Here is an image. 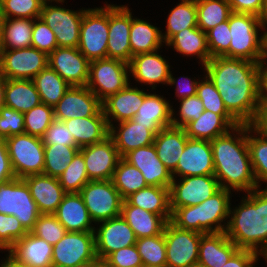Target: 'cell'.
I'll use <instances>...</instances> for the list:
<instances>
[{"mask_svg":"<svg viewBox=\"0 0 267 267\" xmlns=\"http://www.w3.org/2000/svg\"><path fill=\"white\" fill-rule=\"evenodd\" d=\"M42 0H2L0 5L1 13L5 19L29 18L38 19L41 15Z\"/></svg>","mask_w":267,"mask_h":267,"instance_id":"49","label":"cell"},{"mask_svg":"<svg viewBox=\"0 0 267 267\" xmlns=\"http://www.w3.org/2000/svg\"><path fill=\"white\" fill-rule=\"evenodd\" d=\"M265 54H266V58H267V47H265Z\"/></svg>","mask_w":267,"mask_h":267,"instance_id":"76","label":"cell"},{"mask_svg":"<svg viewBox=\"0 0 267 267\" xmlns=\"http://www.w3.org/2000/svg\"><path fill=\"white\" fill-rule=\"evenodd\" d=\"M166 34H162V39L166 43L174 34L197 26L196 0H182L170 11L167 19Z\"/></svg>","mask_w":267,"mask_h":267,"instance_id":"43","label":"cell"},{"mask_svg":"<svg viewBox=\"0 0 267 267\" xmlns=\"http://www.w3.org/2000/svg\"><path fill=\"white\" fill-rule=\"evenodd\" d=\"M126 200L133 206L162 216L167 222L171 219L169 188L146 186Z\"/></svg>","mask_w":267,"mask_h":267,"instance_id":"36","label":"cell"},{"mask_svg":"<svg viewBox=\"0 0 267 267\" xmlns=\"http://www.w3.org/2000/svg\"><path fill=\"white\" fill-rule=\"evenodd\" d=\"M232 131H236L238 137L228 132L210 141L214 176L221 188L250 192L258 186L248 150L247 124H240Z\"/></svg>","mask_w":267,"mask_h":267,"instance_id":"2","label":"cell"},{"mask_svg":"<svg viewBox=\"0 0 267 267\" xmlns=\"http://www.w3.org/2000/svg\"><path fill=\"white\" fill-rule=\"evenodd\" d=\"M143 266H166V243L164 232L153 237H142L136 241Z\"/></svg>","mask_w":267,"mask_h":267,"instance_id":"46","label":"cell"},{"mask_svg":"<svg viewBox=\"0 0 267 267\" xmlns=\"http://www.w3.org/2000/svg\"><path fill=\"white\" fill-rule=\"evenodd\" d=\"M129 64L111 58L90 62L86 86L101 100L124 89L128 82Z\"/></svg>","mask_w":267,"mask_h":267,"instance_id":"10","label":"cell"},{"mask_svg":"<svg viewBox=\"0 0 267 267\" xmlns=\"http://www.w3.org/2000/svg\"><path fill=\"white\" fill-rule=\"evenodd\" d=\"M256 132L258 137L249 133ZM247 143L253 173L259 186L260 181H267V137L259 132L253 125L247 124ZM267 183V182H266ZM267 189V187H266Z\"/></svg>","mask_w":267,"mask_h":267,"instance_id":"45","label":"cell"},{"mask_svg":"<svg viewBox=\"0 0 267 267\" xmlns=\"http://www.w3.org/2000/svg\"><path fill=\"white\" fill-rule=\"evenodd\" d=\"M204 67L227 111L240 124L253 125L260 109V63L245 59L214 57Z\"/></svg>","mask_w":267,"mask_h":267,"instance_id":"1","label":"cell"},{"mask_svg":"<svg viewBox=\"0 0 267 267\" xmlns=\"http://www.w3.org/2000/svg\"><path fill=\"white\" fill-rule=\"evenodd\" d=\"M23 180L29 187L41 214H54L66 192L58 178L45 174L30 175Z\"/></svg>","mask_w":267,"mask_h":267,"instance_id":"23","label":"cell"},{"mask_svg":"<svg viewBox=\"0 0 267 267\" xmlns=\"http://www.w3.org/2000/svg\"><path fill=\"white\" fill-rule=\"evenodd\" d=\"M253 126L267 137V106H260L258 116Z\"/></svg>","mask_w":267,"mask_h":267,"instance_id":"64","label":"cell"},{"mask_svg":"<svg viewBox=\"0 0 267 267\" xmlns=\"http://www.w3.org/2000/svg\"><path fill=\"white\" fill-rule=\"evenodd\" d=\"M42 1H43V2H47V1H51V2H52V1H55V2H57V3H58V2H59V3H60V2H61V3L64 2V0H42Z\"/></svg>","mask_w":267,"mask_h":267,"instance_id":"71","label":"cell"},{"mask_svg":"<svg viewBox=\"0 0 267 267\" xmlns=\"http://www.w3.org/2000/svg\"><path fill=\"white\" fill-rule=\"evenodd\" d=\"M183 78V77H182ZM186 81L188 80L187 83L184 84V86L180 85L178 81H176V79L173 77V75L170 73V76H169V82L168 84L170 85H177L176 87V94H177V97L181 99H184V98H187V97H190V96H193V95H196V91H197V85H198V82L199 81H189L191 79H187V77L185 78Z\"/></svg>","mask_w":267,"mask_h":267,"instance_id":"62","label":"cell"},{"mask_svg":"<svg viewBox=\"0 0 267 267\" xmlns=\"http://www.w3.org/2000/svg\"><path fill=\"white\" fill-rule=\"evenodd\" d=\"M5 141L16 178L43 174L45 157L42 138L22 133Z\"/></svg>","mask_w":267,"mask_h":267,"instance_id":"7","label":"cell"},{"mask_svg":"<svg viewBox=\"0 0 267 267\" xmlns=\"http://www.w3.org/2000/svg\"><path fill=\"white\" fill-rule=\"evenodd\" d=\"M122 158L141 171L148 186L170 187L172 174L158 158L154 144L131 150Z\"/></svg>","mask_w":267,"mask_h":267,"instance_id":"22","label":"cell"},{"mask_svg":"<svg viewBox=\"0 0 267 267\" xmlns=\"http://www.w3.org/2000/svg\"><path fill=\"white\" fill-rule=\"evenodd\" d=\"M75 267H103V260H101L98 256L91 261L79 264Z\"/></svg>","mask_w":267,"mask_h":267,"instance_id":"67","label":"cell"},{"mask_svg":"<svg viewBox=\"0 0 267 267\" xmlns=\"http://www.w3.org/2000/svg\"><path fill=\"white\" fill-rule=\"evenodd\" d=\"M197 26L207 32L221 22L227 21L232 13L226 0H196Z\"/></svg>","mask_w":267,"mask_h":267,"instance_id":"41","label":"cell"},{"mask_svg":"<svg viewBox=\"0 0 267 267\" xmlns=\"http://www.w3.org/2000/svg\"><path fill=\"white\" fill-rule=\"evenodd\" d=\"M267 62L264 60L260 63L259 69V105L267 106V66L264 64Z\"/></svg>","mask_w":267,"mask_h":267,"instance_id":"63","label":"cell"},{"mask_svg":"<svg viewBox=\"0 0 267 267\" xmlns=\"http://www.w3.org/2000/svg\"><path fill=\"white\" fill-rule=\"evenodd\" d=\"M143 91L137 87L131 88L128 84L124 89L102 101V111L109 127L113 125L110 116L118 122L133 118L145 98Z\"/></svg>","mask_w":267,"mask_h":267,"instance_id":"24","label":"cell"},{"mask_svg":"<svg viewBox=\"0 0 267 267\" xmlns=\"http://www.w3.org/2000/svg\"><path fill=\"white\" fill-rule=\"evenodd\" d=\"M115 129L114 125L109 127V136L121 157L131 150L154 143L155 134L148 126H142L132 119L119 122L118 131Z\"/></svg>","mask_w":267,"mask_h":267,"instance_id":"31","label":"cell"},{"mask_svg":"<svg viewBox=\"0 0 267 267\" xmlns=\"http://www.w3.org/2000/svg\"><path fill=\"white\" fill-rule=\"evenodd\" d=\"M84 10L73 11L44 2L40 18L55 33L58 47L78 48Z\"/></svg>","mask_w":267,"mask_h":267,"instance_id":"15","label":"cell"},{"mask_svg":"<svg viewBox=\"0 0 267 267\" xmlns=\"http://www.w3.org/2000/svg\"><path fill=\"white\" fill-rule=\"evenodd\" d=\"M94 230L96 255L104 260L109 254L131 245H135L137 238L133 229L124 218L119 215L106 221Z\"/></svg>","mask_w":267,"mask_h":267,"instance_id":"20","label":"cell"},{"mask_svg":"<svg viewBox=\"0 0 267 267\" xmlns=\"http://www.w3.org/2000/svg\"><path fill=\"white\" fill-rule=\"evenodd\" d=\"M232 12L251 14L260 17L264 10L265 0H226Z\"/></svg>","mask_w":267,"mask_h":267,"instance_id":"59","label":"cell"},{"mask_svg":"<svg viewBox=\"0 0 267 267\" xmlns=\"http://www.w3.org/2000/svg\"><path fill=\"white\" fill-rule=\"evenodd\" d=\"M230 193V190L221 188L198 205L176 208L171 213L170 222L180 229L201 234L225 232L227 224L221 222L230 217Z\"/></svg>","mask_w":267,"mask_h":267,"instance_id":"4","label":"cell"},{"mask_svg":"<svg viewBox=\"0 0 267 267\" xmlns=\"http://www.w3.org/2000/svg\"><path fill=\"white\" fill-rule=\"evenodd\" d=\"M180 179L177 184L173 178L169 187L171 213L176 208L198 205L221 189L214 175L185 176Z\"/></svg>","mask_w":267,"mask_h":267,"instance_id":"11","label":"cell"},{"mask_svg":"<svg viewBox=\"0 0 267 267\" xmlns=\"http://www.w3.org/2000/svg\"><path fill=\"white\" fill-rule=\"evenodd\" d=\"M238 125L240 123L231 114H216L204 110L197 120L189 122L183 129L189 138L211 141Z\"/></svg>","mask_w":267,"mask_h":267,"instance_id":"28","label":"cell"},{"mask_svg":"<svg viewBox=\"0 0 267 267\" xmlns=\"http://www.w3.org/2000/svg\"><path fill=\"white\" fill-rule=\"evenodd\" d=\"M205 77L204 81L198 82L196 91V95L202 101L204 109L216 114H230L213 82L207 75Z\"/></svg>","mask_w":267,"mask_h":267,"instance_id":"52","label":"cell"},{"mask_svg":"<svg viewBox=\"0 0 267 267\" xmlns=\"http://www.w3.org/2000/svg\"><path fill=\"white\" fill-rule=\"evenodd\" d=\"M41 103L40 95L32 80L6 79L5 106L25 113Z\"/></svg>","mask_w":267,"mask_h":267,"instance_id":"35","label":"cell"},{"mask_svg":"<svg viewBox=\"0 0 267 267\" xmlns=\"http://www.w3.org/2000/svg\"><path fill=\"white\" fill-rule=\"evenodd\" d=\"M103 267H116V266L108 265V264L103 260Z\"/></svg>","mask_w":267,"mask_h":267,"instance_id":"72","label":"cell"},{"mask_svg":"<svg viewBox=\"0 0 267 267\" xmlns=\"http://www.w3.org/2000/svg\"><path fill=\"white\" fill-rule=\"evenodd\" d=\"M48 65L70 86H86L90 61L78 48L56 47L48 55Z\"/></svg>","mask_w":267,"mask_h":267,"instance_id":"19","label":"cell"},{"mask_svg":"<svg viewBox=\"0 0 267 267\" xmlns=\"http://www.w3.org/2000/svg\"><path fill=\"white\" fill-rule=\"evenodd\" d=\"M165 44L173 46V48L184 55H196L205 66L211 59L208 50L206 33L200 28H186L174 34Z\"/></svg>","mask_w":267,"mask_h":267,"instance_id":"37","label":"cell"},{"mask_svg":"<svg viewBox=\"0 0 267 267\" xmlns=\"http://www.w3.org/2000/svg\"><path fill=\"white\" fill-rule=\"evenodd\" d=\"M163 232L167 267H188L198 262L199 244L203 234L180 229L170 221L167 222Z\"/></svg>","mask_w":267,"mask_h":267,"instance_id":"14","label":"cell"},{"mask_svg":"<svg viewBox=\"0 0 267 267\" xmlns=\"http://www.w3.org/2000/svg\"><path fill=\"white\" fill-rule=\"evenodd\" d=\"M109 5L84 10L78 50L91 62L107 58Z\"/></svg>","mask_w":267,"mask_h":267,"instance_id":"6","label":"cell"},{"mask_svg":"<svg viewBox=\"0 0 267 267\" xmlns=\"http://www.w3.org/2000/svg\"><path fill=\"white\" fill-rule=\"evenodd\" d=\"M80 194L93 222H102L121 215L123 198L112 180L89 181Z\"/></svg>","mask_w":267,"mask_h":267,"instance_id":"9","label":"cell"},{"mask_svg":"<svg viewBox=\"0 0 267 267\" xmlns=\"http://www.w3.org/2000/svg\"><path fill=\"white\" fill-rule=\"evenodd\" d=\"M63 122L78 148L101 142L109 136V126L104 115L72 118Z\"/></svg>","mask_w":267,"mask_h":267,"instance_id":"33","label":"cell"},{"mask_svg":"<svg viewBox=\"0 0 267 267\" xmlns=\"http://www.w3.org/2000/svg\"><path fill=\"white\" fill-rule=\"evenodd\" d=\"M188 138L185 130L176 126L163 128L155 135L153 144L157 156L171 173L176 169Z\"/></svg>","mask_w":267,"mask_h":267,"instance_id":"32","label":"cell"},{"mask_svg":"<svg viewBox=\"0 0 267 267\" xmlns=\"http://www.w3.org/2000/svg\"><path fill=\"white\" fill-rule=\"evenodd\" d=\"M67 232H94L95 227L80 193H66L54 213Z\"/></svg>","mask_w":267,"mask_h":267,"instance_id":"26","label":"cell"},{"mask_svg":"<svg viewBox=\"0 0 267 267\" xmlns=\"http://www.w3.org/2000/svg\"><path fill=\"white\" fill-rule=\"evenodd\" d=\"M53 246L31 232L17 240L7 251L20 263L30 267H53Z\"/></svg>","mask_w":267,"mask_h":267,"instance_id":"25","label":"cell"},{"mask_svg":"<svg viewBox=\"0 0 267 267\" xmlns=\"http://www.w3.org/2000/svg\"><path fill=\"white\" fill-rule=\"evenodd\" d=\"M44 144L77 146L74 138L63 121L54 120L42 137Z\"/></svg>","mask_w":267,"mask_h":267,"instance_id":"58","label":"cell"},{"mask_svg":"<svg viewBox=\"0 0 267 267\" xmlns=\"http://www.w3.org/2000/svg\"><path fill=\"white\" fill-rule=\"evenodd\" d=\"M0 267H30V266L20 263L9 254L8 258H6L5 262H2Z\"/></svg>","mask_w":267,"mask_h":267,"instance_id":"65","label":"cell"},{"mask_svg":"<svg viewBox=\"0 0 267 267\" xmlns=\"http://www.w3.org/2000/svg\"><path fill=\"white\" fill-rule=\"evenodd\" d=\"M94 232H66L53 246V267H75L96 258Z\"/></svg>","mask_w":267,"mask_h":267,"instance_id":"12","label":"cell"},{"mask_svg":"<svg viewBox=\"0 0 267 267\" xmlns=\"http://www.w3.org/2000/svg\"><path fill=\"white\" fill-rule=\"evenodd\" d=\"M24 114V133L42 138L55 120L54 107L41 103Z\"/></svg>","mask_w":267,"mask_h":267,"instance_id":"48","label":"cell"},{"mask_svg":"<svg viewBox=\"0 0 267 267\" xmlns=\"http://www.w3.org/2000/svg\"><path fill=\"white\" fill-rule=\"evenodd\" d=\"M208 50L211 58H229V46L231 41L229 21L221 22L206 32Z\"/></svg>","mask_w":267,"mask_h":267,"instance_id":"51","label":"cell"},{"mask_svg":"<svg viewBox=\"0 0 267 267\" xmlns=\"http://www.w3.org/2000/svg\"><path fill=\"white\" fill-rule=\"evenodd\" d=\"M228 21L231 36L229 58L245 59L256 63L267 60L265 34L258 36V28L263 29L260 17L232 12Z\"/></svg>","mask_w":267,"mask_h":267,"instance_id":"5","label":"cell"},{"mask_svg":"<svg viewBox=\"0 0 267 267\" xmlns=\"http://www.w3.org/2000/svg\"><path fill=\"white\" fill-rule=\"evenodd\" d=\"M260 22L264 30H266L267 26V0H265V6L264 10L262 12V15L260 16Z\"/></svg>","mask_w":267,"mask_h":267,"instance_id":"68","label":"cell"},{"mask_svg":"<svg viewBox=\"0 0 267 267\" xmlns=\"http://www.w3.org/2000/svg\"><path fill=\"white\" fill-rule=\"evenodd\" d=\"M142 267H167V266H142Z\"/></svg>","mask_w":267,"mask_h":267,"instance_id":"75","label":"cell"},{"mask_svg":"<svg viewBox=\"0 0 267 267\" xmlns=\"http://www.w3.org/2000/svg\"><path fill=\"white\" fill-rule=\"evenodd\" d=\"M112 181L124 200L132 193L148 186L141 171L123 158L119 160L114 170Z\"/></svg>","mask_w":267,"mask_h":267,"instance_id":"42","label":"cell"},{"mask_svg":"<svg viewBox=\"0 0 267 267\" xmlns=\"http://www.w3.org/2000/svg\"><path fill=\"white\" fill-rule=\"evenodd\" d=\"M104 261L116 267H142V259L136 245L121 248L109 254Z\"/></svg>","mask_w":267,"mask_h":267,"instance_id":"57","label":"cell"},{"mask_svg":"<svg viewBox=\"0 0 267 267\" xmlns=\"http://www.w3.org/2000/svg\"><path fill=\"white\" fill-rule=\"evenodd\" d=\"M90 181L112 180L114 170L122 158L110 136L103 141L79 148Z\"/></svg>","mask_w":267,"mask_h":267,"instance_id":"17","label":"cell"},{"mask_svg":"<svg viewBox=\"0 0 267 267\" xmlns=\"http://www.w3.org/2000/svg\"><path fill=\"white\" fill-rule=\"evenodd\" d=\"M104 115L102 101L87 86H70L54 106V118L65 121Z\"/></svg>","mask_w":267,"mask_h":267,"instance_id":"16","label":"cell"},{"mask_svg":"<svg viewBox=\"0 0 267 267\" xmlns=\"http://www.w3.org/2000/svg\"><path fill=\"white\" fill-rule=\"evenodd\" d=\"M24 131V114L3 106L0 110V139L22 134Z\"/></svg>","mask_w":267,"mask_h":267,"instance_id":"54","label":"cell"},{"mask_svg":"<svg viewBox=\"0 0 267 267\" xmlns=\"http://www.w3.org/2000/svg\"><path fill=\"white\" fill-rule=\"evenodd\" d=\"M121 216L133 229L137 239L162 234L167 224L162 216L133 206L126 199L122 203Z\"/></svg>","mask_w":267,"mask_h":267,"instance_id":"34","label":"cell"},{"mask_svg":"<svg viewBox=\"0 0 267 267\" xmlns=\"http://www.w3.org/2000/svg\"><path fill=\"white\" fill-rule=\"evenodd\" d=\"M27 233L16 216L0 213V250H8Z\"/></svg>","mask_w":267,"mask_h":267,"instance_id":"53","label":"cell"},{"mask_svg":"<svg viewBox=\"0 0 267 267\" xmlns=\"http://www.w3.org/2000/svg\"><path fill=\"white\" fill-rule=\"evenodd\" d=\"M48 65V55L34 47L0 50V74L6 79L32 80Z\"/></svg>","mask_w":267,"mask_h":267,"instance_id":"13","label":"cell"},{"mask_svg":"<svg viewBox=\"0 0 267 267\" xmlns=\"http://www.w3.org/2000/svg\"><path fill=\"white\" fill-rule=\"evenodd\" d=\"M58 180L66 193H80L83 186L90 181L83 155L79 151Z\"/></svg>","mask_w":267,"mask_h":267,"instance_id":"47","label":"cell"},{"mask_svg":"<svg viewBox=\"0 0 267 267\" xmlns=\"http://www.w3.org/2000/svg\"><path fill=\"white\" fill-rule=\"evenodd\" d=\"M263 33L265 34V47H267V31Z\"/></svg>","mask_w":267,"mask_h":267,"instance_id":"73","label":"cell"},{"mask_svg":"<svg viewBox=\"0 0 267 267\" xmlns=\"http://www.w3.org/2000/svg\"><path fill=\"white\" fill-rule=\"evenodd\" d=\"M180 120L173 117L174 112L172 109V122L171 126L181 127L183 128L186 124L193 120H197L201 114L204 112V106L202 101L197 95H193L180 100Z\"/></svg>","mask_w":267,"mask_h":267,"instance_id":"56","label":"cell"},{"mask_svg":"<svg viewBox=\"0 0 267 267\" xmlns=\"http://www.w3.org/2000/svg\"><path fill=\"white\" fill-rule=\"evenodd\" d=\"M30 232L54 246L67 231L54 214H41Z\"/></svg>","mask_w":267,"mask_h":267,"instance_id":"50","label":"cell"},{"mask_svg":"<svg viewBox=\"0 0 267 267\" xmlns=\"http://www.w3.org/2000/svg\"><path fill=\"white\" fill-rule=\"evenodd\" d=\"M32 81L40 95L41 102L54 107L70 85L49 65L41 70Z\"/></svg>","mask_w":267,"mask_h":267,"instance_id":"39","label":"cell"},{"mask_svg":"<svg viewBox=\"0 0 267 267\" xmlns=\"http://www.w3.org/2000/svg\"><path fill=\"white\" fill-rule=\"evenodd\" d=\"M188 267H205V266L202 265V264L199 263V262H196V263H193V264L189 265Z\"/></svg>","mask_w":267,"mask_h":267,"instance_id":"70","label":"cell"},{"mask_svg":"<svg viewBox=\"0 0 267 267\" xmlns=\"http://www.w3.org/2000/svg\"><path fill=\"white\" fill-rule=\"evenodd\" d=\"M37 20L38 22L34 19L31 47L49 55L58 47L55 33L41 18Z\"/></svg>","mask_w":267,"mask_h":267,"instance_id":"55","label":"cell"},{"mask_svg":"<svg viewBox=\"0 0 267 267\" xmlns=\"http://www.w3.org/2000/svg\"><path fill=\"white\" fill-rule=\"evenodd\" d=\"M79 151L77 146L44 144L45 163L43 174L58 178Z\"/></svg>","mask_w":267,"mask_h":267,"instance_id":"44","label":"cell"},{"mask_svg":"<svg viewBox=\"0 0 267 267\" xmlns=\"http://www.w3.org/2000/svg\"><path fill=\"white\" fill-rule=\"evenodd\" d=\"M34 19L10 18L3 23L0 50H14L31 47Z\"/></svg>","mask_w":267,"mask_h":267,"instance_id":"40","label":"cell"},{"mask_svg":"<svg viewBox=\"0 0 267 267\" xmlns=\"http://www.w3.org/2000/svg\"><path fill=\"white\" fill-rule=\"evenodd\" d=\"M262 256H264L265 259H267V249H266V251L262 254Z\"/></svg>","mask_w":267,"mask_h":267,"instance_id":"74","label":"cell"},{"mask_svg":"<svg viewBox=\"0 0 267 267\" xmlns=\"http://www.w3.org/2000/svg\"><path fill=\"white\" fill-rule=\"evenodd\" d=\"M238 250L226 232L203 234L199 244L198 262L205 267H222Z\"/></svg>","mask_w":267,"mask_h":267,"instance_id":"29","label":"cell"},{"mask_svg":"<svg viewBox=\"0 0 267 267\" xmlns=\"http://www.w3.org/2000/svg\"><path fill=\"white\" fill-rule=\"evenodd\" d=\"M133 121L148 126L155 135L163 128L171 126L172 106L163 97L145 92V98Z\"/></svg>","mask_w":267,"mask_h":267,"instance_id":"30","label":"cell"},{"mask_svg":"<svg viewBox=\"0 0 267 267\" xmlns=\"http://www.w3.org/2000/svg\"><path fill=\"white\" fill-rule=\"evenodd\" d=\"M6 78L0 74V110L5 106Z\"/></svg>","mask_w":267,"mask_h":267,"instance_id":"66","label":"cell"},{"mask_svg":"<svg viewBox=\"0 0 267 267\" xmlns=\"http://www.w3.org/2000/svg\"><path fill=\"white\" fill-rule=\"evenodd\" d=\"M258 255L250 250L239 249L222 267H253Z\"/></svg>","mask_w":267,"mask_h":267,"instance_id":"61","label":"cell"},{"mask_svg":"<svg viewBox=\"0 0 267 267\" xmlns=\"http://www.w3.org/2000/svg\"><path fill=\"white\" fill-rule=\"evenodd\" d=\"M233 211L226 235L239 249L262 255L267 249V189L247 192V197ZM260 245V250L258 249Z\"/></svg>","mask_w":267,"mask_h":267,"instance_id":"3","label":"cell"},{"mask_svg":"<svg viewBox=\"0 0 267 267\" xmlns=\"http://www.w3.org/2000/svg\"><path fill=\"white\" fill-rule=\"evenodd\" d=\"M129 72L135 80L152 85V89H155L156 83L168 84L171 73L169 64L157 50L132 57Z\"/></svg>","mask_w":267,"mask_h":267,"instance_id":"27","label":"cell"},{"mask_svg":"<svg viewBox=\"0 0 267 267\" xmlns=\"http://www.w3.org/2000/svg\"><path fill=\"white\" fill-rule=\"evenodd\" d=\"M132 17L131 14L129 41L132 57L160 49L162 42L164 43L162 32L150 23Z\"/></svg>","mask_w":267,"mask_h":267,"instance_id":"38","label":"cell"},{"mask_svg":"<svg viewBox=\"0 0 267 267\" xmlns=\"http://www.w3.org/2000/svg\"><path fill=\"white\" fill-rule=\"evenodd\" d=\"M4 16L3 14L1 13V10H0V48H1V43H2V32H3V23H4Z\"/></svg>","mask_w":267,"mask_h":267,"instance_id":"69","label":"cell"},{"mask_svg":"<svg viewBox=\"0 0 267 267\" xmlns=\"http://www.w3.org/2000/svg\"><path fill=\"white\" fill-rule=\"evenodd\" d=\"M131 12L127 6L109 5L107 58L127 64L132 59L130 46Z\"/></svg>","mask_w":267,"mask_h":267,"instance_id":"18","label":"cell"},{"mask_svg":"<svg viewBox=\"0 0 267 267\" xmlns=\"http://www.w3.org/2000/svg\"><path fill=\"white\" fill-rule=\"evenodd\" d=\"M0 213L16 216L27 232L41 215L29 187L20 178L0 184Z\"/></svg>","mask_w":267,"mask_h":267,"instance_id":"8","label":"cell"},{"mask_svg":"<svg viewBox=\"0 0 267 267\" xmlns=\"http://www.w3.org/2000/svg\"><path fill=\"white\" fill-rule=\"evenodd\" d=\"M5 139H0V184L15 179Z\"/></svg>","mask_w":267,"mask_h":267,"instance_id":"60","label":"cell"},{"mask_svg":"<svg viewBox=\"0 0 267 267\" xmlns=\"http://www.w3.org/2000/svg\"><path fill=\"white\" fill-rule=\"evenodd\" d=\"M171 174L173 178L176 174L181 177L214 175L211 142L188 138L176 169Z\"/></svg>","mask_w":267,"mask_h":267,"instance_id":"21","label":"cell"}]
</instances>
